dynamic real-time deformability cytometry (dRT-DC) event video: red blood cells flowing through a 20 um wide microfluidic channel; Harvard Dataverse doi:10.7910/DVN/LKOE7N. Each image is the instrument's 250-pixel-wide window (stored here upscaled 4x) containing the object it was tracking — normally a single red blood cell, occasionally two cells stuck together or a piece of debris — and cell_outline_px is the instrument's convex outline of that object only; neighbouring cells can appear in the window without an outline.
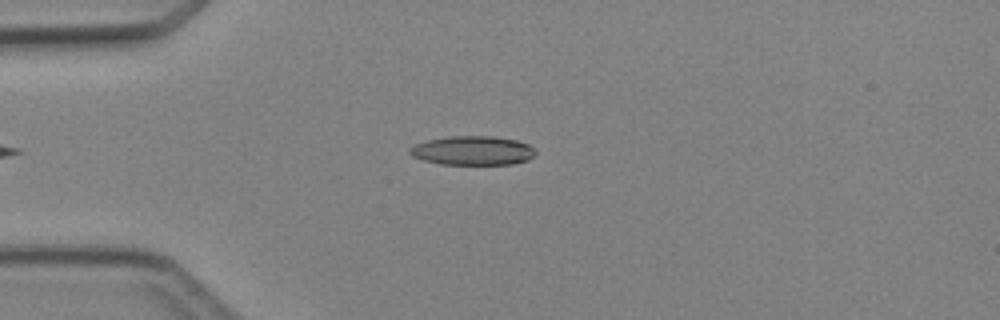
{"species": "Egyptian fruit bat (a non-hibernating species)", "species_latin": "Rousettus aegyptiacus", "temperature_condition": "cold", "stored_images_in_passage": 1, "camera_frame_rate_fps": 3000, "um_per_image_px": 0.085, "animal": {"sex": "female"}, "frame": {"image": 1, "passage_image": 1, "time_ms": 0.0, "image_size_px": [1000, 320], "cell_outline_px": [[536, 152], [528, 160], [512, 164], [440, 164], [424, 160], [412, 156], [408, 152], [408, 148], [416, 144], [428, 140], [452, 136], [492, 136], [516, 140], [528, 144], [536, 148]], "centroid_in_image_um": [40.19, 12.8], "position_along_channel_um": 44.8, "area_um2": 21.27}}